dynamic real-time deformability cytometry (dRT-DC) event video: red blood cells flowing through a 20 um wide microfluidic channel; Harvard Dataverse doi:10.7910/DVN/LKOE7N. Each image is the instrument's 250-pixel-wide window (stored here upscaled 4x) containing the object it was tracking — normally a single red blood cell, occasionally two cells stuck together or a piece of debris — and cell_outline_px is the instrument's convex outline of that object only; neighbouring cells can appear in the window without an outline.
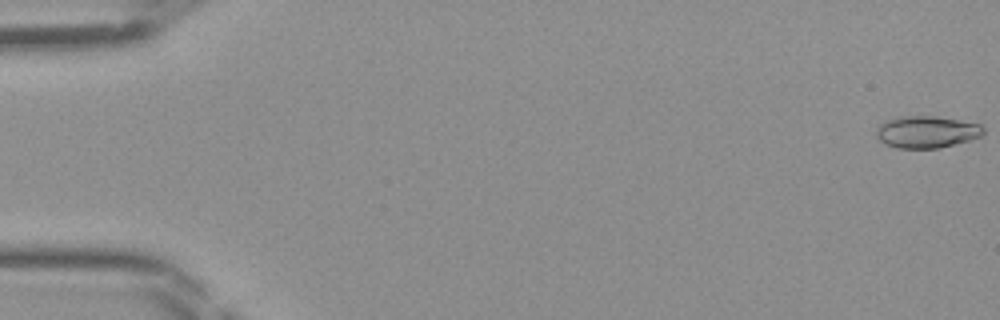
{"species": "Egyptian fruit bat (a non-hibernating species)", "species_latin": "Rousettus aegyptiacus", "temperature_condition": "room temperature", "stored_images_in_passage": 47, "camera_frame_rate_fps": 3000, "um_per_image_px": 0.085, "frame": {"image": 1, "passage_image": 1, "time_ms": 0.0, "image_size_px": [1000, 320], "cell_outline_px": [[984, 136], [940, 148], [896, 148], [884, 144], [876, 136], [876, 128], [884, 120], [900, 116], [936, 116], [980, 124], [984, 128]], "centroid_in_image_um": [78.75, 11.21], "position_along_channel_um": 6.3, "area_um2": 20.17}}
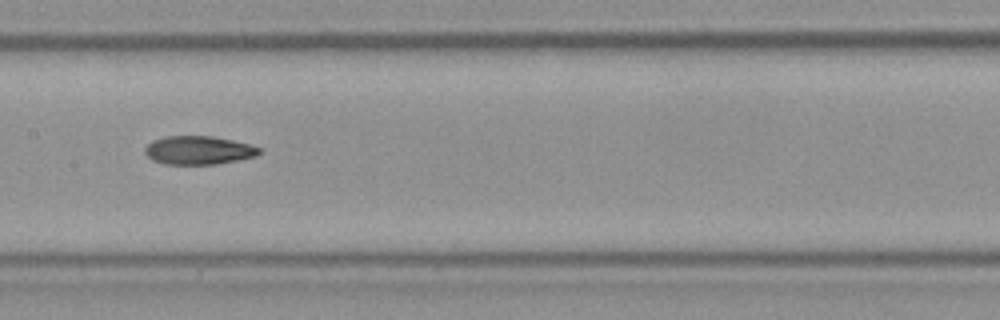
{"frame": {"image": 2, "passage_image": 24, "time_ms": 7.667, "image_size_px": [1000, 320], "cell_outline_px": [[264, 152], [256, 156], [216, 164], [164, 164], [152, 160], [144, 152], [144, 148], [152, 140], [164, 136], [212, 136], [232, 140], [248, 144], [260, 148]], "centroid_in_image_um": [16.86, 12.77], "position_along_channel_um": 190.5, "area_um2": 19.02}}
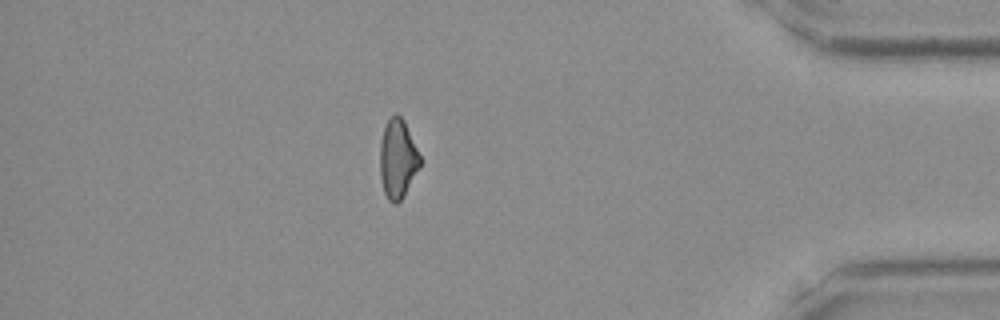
{"frame": {"image": 3, "passage_image": 41, "time_ms": 13.333, "image_size_px": [1000, 320], "cell_outline_px": [[420, 164], [404, 196], [396, 204], [392, 204], [388, 200], [384, 192], [380, 176], [380, 140], [384, 128], [388, 120], [396, 112], [404, 120], [420, 156]], "centroid_in_image_um": [33.78, 13.51], "position_along_channel_um": 401.4, "area_um2": 18.26}}